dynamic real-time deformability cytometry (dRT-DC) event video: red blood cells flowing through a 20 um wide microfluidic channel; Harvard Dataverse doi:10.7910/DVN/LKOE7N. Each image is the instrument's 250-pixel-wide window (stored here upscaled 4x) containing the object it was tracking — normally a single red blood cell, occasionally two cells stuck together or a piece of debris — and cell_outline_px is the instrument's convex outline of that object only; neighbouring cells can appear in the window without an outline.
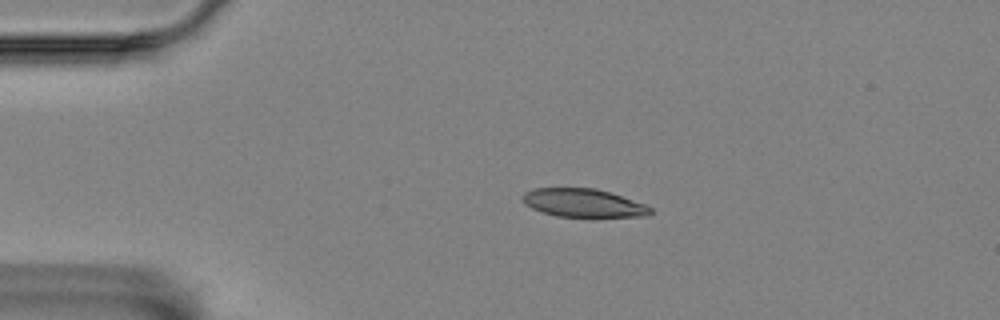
{"species": "Egyptian fruit bat (a non-hibernating species)", "species_latin": "Rousettus aegyptiacus", "temperature_condition": "room temperature", "stored_images_in_passage": 45, "camera_frame_rate_fps": 3000, "um_per_image_px": 0.085, "animal": {"sex": "female"}, "frame": {"image": 1, "passage_image": 1, "time_ms": 0.0, "image_size_px": [1000, 320], "cell_outline_px": [[652, 212], [648, 216], [592, 220], [556, 216], [532, 208], [524, 204], [520, 196], [524, 192], [532, 188], [596, 188], [644, 204], [652, 208]], "centroid_in_image_um": [49.6, 17.31], "position_along_channel_um": 35.4, "area_um2": 22.14}}
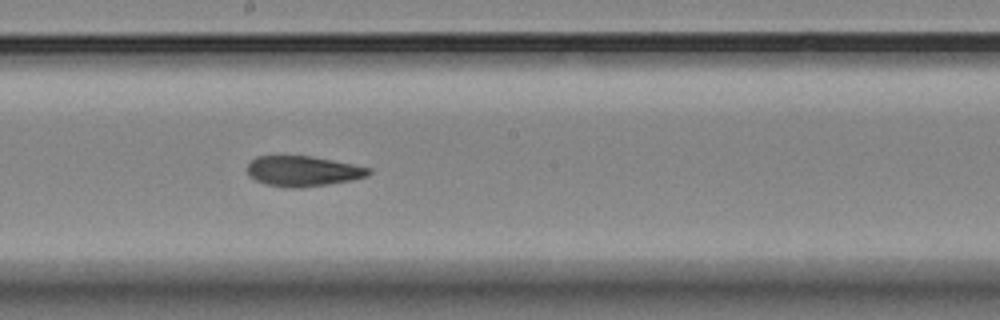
{"frame": {"image": 2, "passage_image": 20, "time_ms": 6.333, "image_size_px": [1000, 320], "cell_outline_px": [[372, 172], [368, 176], [352, 180], [328, 184], [300, 188], [288, 188], [264, 184], [248, 176], [248, 164], [256, 156], [312, 156], [372, 168]], "centroid_in_image_um": [25.76, 14.55], "position_along_channel_um": 222.4, "area_um2": 21.56}}
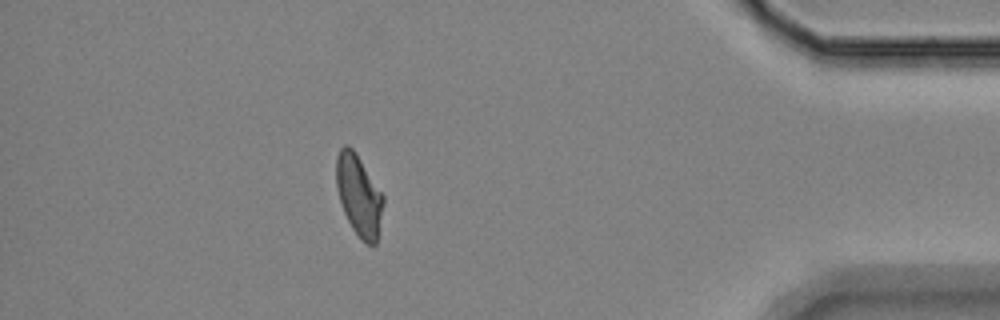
{"frame": {"image": 3, "passage_image": 39, "time_ms": 12.667, "image_size_px": [1000, 320], "cell_outline_px": [[384, 204], [376, 244], [372, 248], [360, 240], [352, 228], [344, 212], [340, 200], [336, 184], [336, 156], [340, 148], [344, 144], [348, 144], [356, 152], [384, 196]], "centroid_in_image_um": [30.51, 16.62], "position_along_channel_um": 404.7, "area_um2": 22.43}, "authors_computed_cell_mechanics": {"area_um2": 21.8484, "velocity_mm_per_s": 3.5537, "shape_relaxation_time_tau1_ms": null, "shape_relaxation_time_tau2_ms": 3.3458, "deformation_change_tau1": null, "deformation_change_tau2": 0.0794}}